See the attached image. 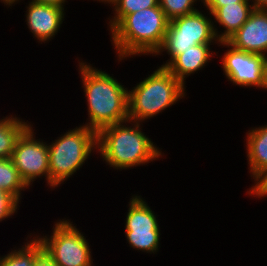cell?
Returning <instances> with one entry per match:
<instances>
[{
    "instance_id": "cell-11",
    "label": "cell",
    "mask_w": 267,
    "mask_h": 266,
    "mask_svg": "<svg viewBox=\"0 0 267 266\" xmlns=\"http://www.w3.org/2000/svg\"><path fill=\"white\" fill-rule=\"evenodd\" d=\"M25 22L31 35L39 44H49L60 33L66 19L61 7L28 1L25 5ZM46 43V44H45Z\"/></svg>"
},
{
    "instance_id": "cell-22",
    "label": "cell",
    "mask_w": 267,
    "mask_h": 266,
    "mask_svg": "<svg viewBox=\"0 0 267 266\" xmlns=\"http://www.w3.org/2000/svg\"><path fill=\"white\" fill-rule=\"evenodd\" d=\"M246 195L252 200H262L267 198V172L264 173L252 186L246 190Z\"/></svg>"
},
{
    "instance_id": "cell-15",
    "label": "cell",
    "mask_w": 267,
    "mask_h": 266,
    "mask_svg": "<svg viewBox=\"0 0 267 266\" xmlns=\"http://www.w3.org/2000/svg\"><path fill=\"white\" fill-rule=\"evenodd\" d=\"M253 10L254 7L251 2H237L218 7L211 14L218 41L226 42L248 20Z\"/></svg>"
},
{
    "instance_id": "cell-1",
    "label": "cell",
    "mask_w": 267,
    "mask_h": 266,
    "mask_svg": "<svg viewBox=\"0 0 267 266\" xmlns=\"http://www.w3.org/2000/svg\"><path fill=\"white\" fill-rule=\"evenodd\" d=\"M77 71L86 101V122L81 123L98 133L105 127L128 120V87L82 57H76Z\"/></svg>"
},
{
    "instance_id": "cell-23",
    "label": "cell",
    "mask_w": 267,
    "mask_h": 266,
    "mask_svg": "<svg viewBox=\"0 0 267 266\" xmlns=\"http://www.w3.org/2000/svg\"><path fill=\"white\" fill-rule=\"evenodd\" d=\"M237 2H251L250 0H203V8L212 14L218 7L234 4Z\"/></svg>"
},
{
    "instance_id": "cell-2",
    "label": "cell",
    "mask_w": 267,
    "mask_h": 266,
    "mask_svg": "<svg viewBox=\"0 0 267 266\" xmlns=\"http://www.w3.org/2000/svg\"><path fill=\"white\" fill-rule=\"evenodd\" d=\"M143 125L127 120L100 130L97 133V156L100 161L112 171L121 172L165 159L166 150L163 151L152 141L144 132Z\"/></svg>"
},
{
    "instance_id": "cell-28",
    "label": "cell",
    "mask_w": 267,
    "mask_h": 266,
    "mask_svg": "<svg viewBox=\"0 0 267 266\" xmlns=\"http://www.w3.org/2000/svg\"><path fill=\"white\" fill-rule=\"evenodd\" d=\"M1 4L5 6V8H10L13 10V6L17 5L21 0H0Z\"/></svg>"
},
{
    "instance_id": "cell-19",
    "label": "cell",
    "mask_w": 267,
    "mask_h": 266,
    "mask_svg": "<svg viewBox=\"0 0 267 266\" xmlns=\"http://www.w3.org/2000/svg\"><path fill=\"white\" fill-rule=\"evenodd\" d=\"M159 0H118L112 9L113 15L107 16V30L110 32L127 14H132L142 9L156 7Z\"/></svg>"
},
{
    "instance_id": "cell-4",
    "label": "cell",
    "mask_w": 267,
    "mask_h": 266,
    "mask_svg": "<svg viewBox=\"0 0 267 266\" xmlns=\"http://www.w3.org/2000/svg\"><path fill=\"white\" fill-rule=\"evenodd\" d=\"M147 73L128 89V120L144 123L189 98L186 87L165 67ZM150 73V74H149Z\"/></svg>"
},
{
    "instance_id": "cell-12",
    "label": "cell",
    "mask_w": 267,
    "mask_h": 266,
    "mask_svg": "<svg viewBox=\"0 0 267 266\" xmlns=\"http://www.w3.org/2000/svg\"><path fill=\"white\" fill-rule=\"evenodd\" d=\"M241 51L267 56V10L255 9L227 41Z\"/></svg>"
},
{
    "instance_id": "cell-14",
    "label": "cell",
    "mask_w": 267,
    "mask_h": 266,
    "mask_svg": "<svg viewBox=\"0 0 267 266\" xmlns=\"http://www.w3.org/2000/svg\"><path fill=\"white\" fill-rule=\"evenodd\" d=\"M259 126V127H258ZM245 155L251 186L267 172V123L250 127L244 135Z\"/></svg>"
},
{
    "instance_id": "cell-6",
    "label": "cell",
    "mask_w": 267,
    "mask_h": 266,
    "mask_svg": "<svg viewBox=\"0 0 267 266\" xmlns=\"http://www.w3.org/2000/svg\"><path fill=\"white\" fill-rule=\"evenodd\" d=\"M59 218L51 226L50 234L31 232L42 244L43 249L54 259L58 266H92L93 249L88 236L77 228L70 218ZM41 234H40V233Z\"/></svg>"
},
{
    "instance_id": "cell-16",
    "label": "cell",
    "mask_w": 267,
    "mask_h": 266,
    "mask_svg": "<svg viewBox=\"0 0 267 266\" xmlns=\"http://www.w3.org/2000/svg\"><path fill=\"white\" fill-rule=\"evenodd\" d=\"M0 159L9 158L21 134L32 124L16 113L0 115Z\"/></svg>"
},
{
    "instance_id": "cell-9",
    "label": "cell",
    "mask_w": 267,
    "mask_h": 266,
    "mask_svg": "<svg viewBox=\"0 0 267 266\" xmlns=\"http://www.w3.org/2000/svg\"><path fill=\"white\" fill-rule=\"evenodd\" d=\"M34 126L32 123L18 138L11 160L30 188L34 187L36 180L43 179L49 190L48 144L38 137Z\"/></svg>"
},
{
    "instance_id": "cell-21",
    "label": "cell",
    "mask_w": 267,
    "mask_h": 266,
    "mask_svg": "<svg viewBox=\"0 0 267 266\" xmlns=\"http://www.w3.org/2000/svg\"><path fill=\"white\" fill-rule=\"evenodd\" d=\"M20 203L8 192L0 189V223L13 219L18 214Z\"/></svg>"
},
{
    "instance_id": "cell-24",
    "label": "cell",
    "mask_w": 267,
    "mask_h": 266,
    "mask_svg": "<svg viewBox=\"0 0 267 266\" xmlns=\"http://www.w3.org/2000/svg\"><path fill=\"white\" fill-rule=\"evenodd\" d=\"M33 266H58L54 259L44 250L42 249L34 259Z\"/></svg>"
},
{
    "instance_id": "cell-8",
    "label": "cell",
    "mask_w": 267,
    "mask_h": 266,
    "mask_svg": "<svg viewBox=\"0 0 267 266\" xmlns=\"http://www.w3.org/2000/svg\"><path fill=\"white\" fill-rule=\"evenodd\" d=\"M125 215L124 234L130 250L143 254L157 255L161 248L160 219L145 197L132 194ZM132 248V249H131Z\"/></svg>"
},
{
    "instance_id": "cell-17",
    "label": "cell",
    "mask_w": 267,
    "mask_h": 266,
    "mask_svg": "<svg viewBox=\"0 0 267 266\" xmlns=\"http://www.w3.org/2000/svg\"><path fill=\"white\" fill-rule=\"evenodd\" d=\"M25 241L17 247L0 254V266H33L35 256L43 249L42 244L32 233H28Z\"/></svg>"
},
{
    "instance_id": "cell-10",
    "label": "cell",
    "mask_w": 267,
    "mask_h": 266,
    "mask_svg": "<svg viewBox=\"0 0 267 266\" xmlns=\"http://www.w3.org/2000/svg\"><path fill=\"white\" fill-rule=\"evenodd\" d=\"M219 49L224 53L219 55L217 51V58H220L221 70L229 84L239 86L241 88H254L263 90V67L265 56L249 53L233 48L227 42H219L217 44Z\"/></svg>"
},
{
    "instance_id": "cell-25",
    "label": "cell",
    "mask_w": 267,
    "mask_h": 266,
    "mask_svg": "<svg viewBox=\"0 0 267 266\" xmlns=\"http://www.w3.org/2000/svg\"><path fill=\"white\" fill-rule=\"evenodd\" d=\"M22 1L24 2V0H21V2H19L18 4L20 5V3H22ZM30 1L40 3V4H47V5H53V6L61 7V8H64L65 10H67V8H68V7H65L66 3H67V5H69L67 0H30Z\"/></svg>"
},
{
    "instance_id": "cell-18",
    "label": "cell",
    "mask_w": 267,
    "mask_h": 266,
    "mask_svg": "<svg viewBox=\"0 0 267 266\" xmlns=\"http://www.w3.org/2000/svg\"><path fill=\"white\" fill-rule=\"evenodd\" d=\"M0 189L8 192L20 204L23 202L24 192L31 191L14 166L11 157L0 159Z\"/></svg>"
},
{
    "instance_id": "cell-29",
    "label": "cell",
    "mask_w": 267,
    "mask_h": 266,
    "mask_svg": "<svg viewBox=\"0 0 267 266\" xmlns=\"http://www.w3.org/2000/svg\"><path fill=\"white\" fill-rule=\"evenodd\" d=\"M89 1V0H87ZM92 1H97L98 3H103V5L105 6H110L109 8L111 9L113 7V5L118 1V0H92Z\"/></svg>"
},
{
    "instance_id": "cell-13",
    "label": "cell",
    "mask_w": 267,
    "mask_h": 266,
    "mask_svg": "<svg viewBox=\"0 0 267 266\" xmlns=\"http://www.w3.org/2000/svg\"><path fill=\"white\" fill-rule=\"evenodd\" d=\"M216 44H198L175 56L165 68L185 87L187 78L205 70L214 57H217Z\"/></svg>"
},
{
    "instance_id": "cell-26",
    "label": "cell",
    "mask_w": 267,
    "mask_h": 266,
    "mask_svg": "<svg viewBox=\"0 0 267 266\" xmlns=\"http://www.w3.org/2000/svg\"><path fill=\"white\" fill-rule=\"evenodd\" d=\"M255 9L267 10V0H250Z\"/></svg>"
},
{
    "instance_id": "cell-3",
    "label": "cell",
    "mask_w": 267,
    "mask_h": 266,
    "mask_svg": "<svg viewBox=\"0 0 267 266\" xmlns=\"http://www.w3.org/2000/svg\"><path fill=\"white\" fill-rule=\"evenodd\" d=\"M169 20L159 4L127 14L109 33L115 50V62L122 64L130 58L150 56L161 48Z\"/></svg>"
},
{
    "instance_id": "cell-5",
    "label": "cell",
    "mask_w": 267,
    "mask_h": 266,
    "mask_svg": "<svg viewBox=\"0 0 267 266\" xmlns=\"http://www.w3.org/2000/svg\"><path fill=\"white\" fill-rule=\"evenodd\" d=\"M65 131L51 142L47 141L50 191L62 187L97 154L95 131L81 124Z\"/></svg>"
},
{
    "instance_id": "cell-20",
    "label": "cell",
    "mask_w": 267,
    "mask_h": 266,
    "mask_svg": "<svg viewBox=\"0 0 267 266\" xmlns=\"http://www.w3.org/2000/svg\"><path fill=\"white\" fill-rule=\"evenodd\" d=\"M197 4L200 5L198 6ZM202 5L203 0H159V6L164 11L169 21L177 17L191 14L199 10Z\"/></svg>"
},
{
    "instance_id": "cell-7",
    "label": "cell",
    "mask_w": 267,
    "mask_h": 266,
    "mask_svg": "<svg viewBox=\"0 0 267 266\" xmlns=\"http://www.w3.org/2000/svg\"><path fill=\"white\" fill-rule=\"evenodd\" d=\"M203 7L191 14L169 21L161 48L153 57L168 56L160 67H165L175 56L198 44H218L212 15ZM205 10V11H204ZM207 11V12H206Z\"/></svg>"
},
{
    "instance_id": "cell-27",
    "label": "cell",
    "mask_w": 267,
    "mask_h": 266,
    "mask_svg": "<svg viewBox=\"0 0 267 266\" xmlns=\"http://www.w3.org/2000/svg\"><path fill=\"white\" fill-rule=\"evenodd\" d=\"M267 91V56H265L264 67H263V92Z\"/></svg>"
}]
</instances>
